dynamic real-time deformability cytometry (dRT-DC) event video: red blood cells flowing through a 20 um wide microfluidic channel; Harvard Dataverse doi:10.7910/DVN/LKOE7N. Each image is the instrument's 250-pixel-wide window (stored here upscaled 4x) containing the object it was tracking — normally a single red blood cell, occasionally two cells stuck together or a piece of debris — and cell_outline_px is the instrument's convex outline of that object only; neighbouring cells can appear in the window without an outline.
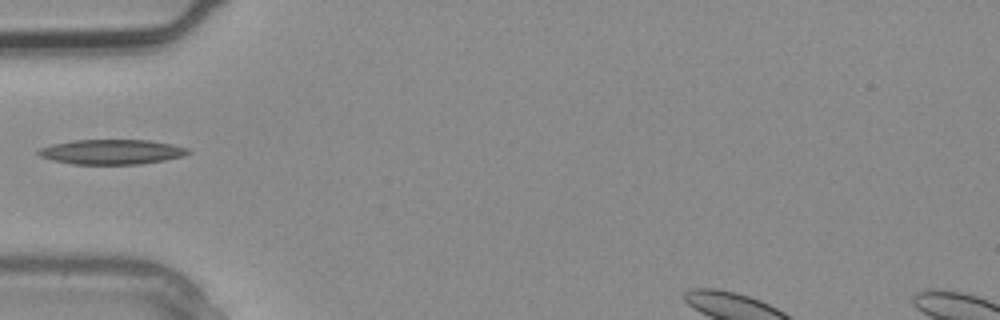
{"species": "common noctule bat (a hibernating species)", "species_latin": "Nyctalus noctula", "temperature_condition": "warm", "stored_images_in_passage": 2, "camera_frame_rate_fps": 3000, "um_per_image_px": 0.085, "animal": {"sex": "male", "body_mass_g": 20.4}, "frame": {"image": 1, "passage_image": 2, "time_ms": 0.333, "image_size_px": [1000, 320], "cell_outline_px": [[192, 152], [184, 156], [164, 160], [140, 164], [72, 164], [52, 160], [40, 156], [36, 152], [40, 148], [52, 144], [72, 140], [148, 140], [172, 144], [188, 148]], "centroid_in_image_um": [9.5, 12.91], "position_along_channel_um": 75.5, "area_um2": 21.73}}